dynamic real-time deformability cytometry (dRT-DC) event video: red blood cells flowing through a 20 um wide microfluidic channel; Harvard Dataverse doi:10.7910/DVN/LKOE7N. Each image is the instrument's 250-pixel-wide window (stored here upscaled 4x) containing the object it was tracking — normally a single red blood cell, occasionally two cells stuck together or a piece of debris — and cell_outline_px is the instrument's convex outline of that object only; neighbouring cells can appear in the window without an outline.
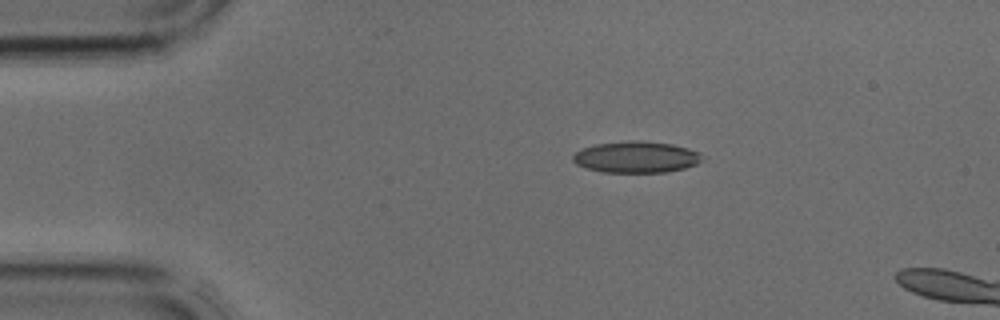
{"species": "common noctule bat (a hibernating species)", "species_latin": "Nyctalus noctula", "temperature_condition": "cold", "stored_images_in_passage": 2, "camera_frame_rate_fps": 3000, "um_per_image_px": 0.085, "animal": {"sex": "male", "body_mass_g": 17.9, "forearm_length_mm": 54.2}, "frame": {"image": 1, "passage_image": 1, "time_ms": 0.0, "image_size_px": [1000, 320], "cell_outline_px": [[704, 156], [696, 164], [684, 168], [668, 172], [604, 172], [588, 168], [576, 164], [572, 160], [572, 156], [576, 152], [584, 148], [596, 144], [636, 140], [640, 140], [672, 144], [688, 148], [700, 152]], "centroid_in_image_um": [54.1, 13.35], "position_along_channel_um": 30.9, "area_um2": 23.52}}